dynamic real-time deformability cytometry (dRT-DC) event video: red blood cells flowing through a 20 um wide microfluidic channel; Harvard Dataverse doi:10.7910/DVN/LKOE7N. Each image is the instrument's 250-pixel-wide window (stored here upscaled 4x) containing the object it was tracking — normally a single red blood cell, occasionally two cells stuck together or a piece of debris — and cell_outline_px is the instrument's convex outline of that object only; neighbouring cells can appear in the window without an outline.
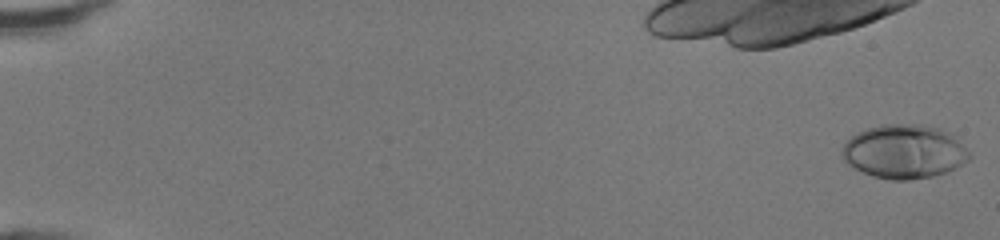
{"species": "human", "species_latin": "Homo sapiens", "temperature_condition": "room temperature", "stored_images_in_passage": 49, "camera_frame_rate_fps": 3000, "um_per_image_px": 0.085, "donor": {"sex": "female"}, "frame": {"image": 1, "passage_image": 1, "time_ms": 0.0, "image_size_px": [1000, 240], "cell_outline_px": [[972, 156], [968, 160], [956, 168], [948, 172], [932, 176], [908, 180], [888, 180], [872, 176], [848, 164], [840, 156], [840, 152], [844, 140], [856, 132], [868, 128], [884, 124], [920, 124], [936, 128], [952, 136]], "centroid_in_image_um": [76.78, 12.9], "position_along_channel_um": 8.2, "area_um2": 39.88}}
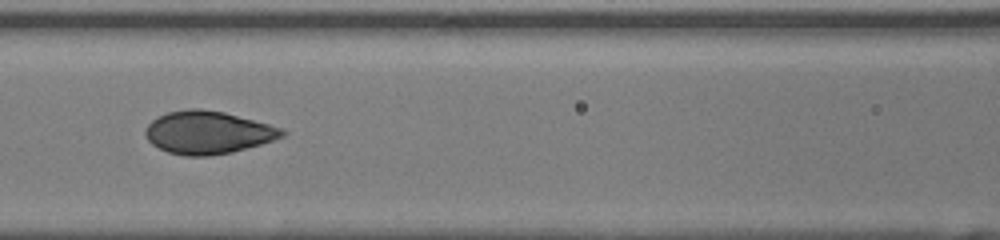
{"frame": {"image": 2, "passage_image": 24, "time_ms": 7.667, "image_size_px": [1000, 240], "cell_outline_px": [[288, 132], [284, 136], [260, 144], [232, 152], [208, 156], [184, 156], [168, 152], [152, 144], [144, 136], [144, 132], [148, 124], [152, 120], [168, 112], [192, 108], [200, 108], [224, 112], [268, 124], [280, 128]], "centroid_in_image_um": [17.65, 11.26], "position_along_channel_um": 149.0, "area_um2": 33.87}}
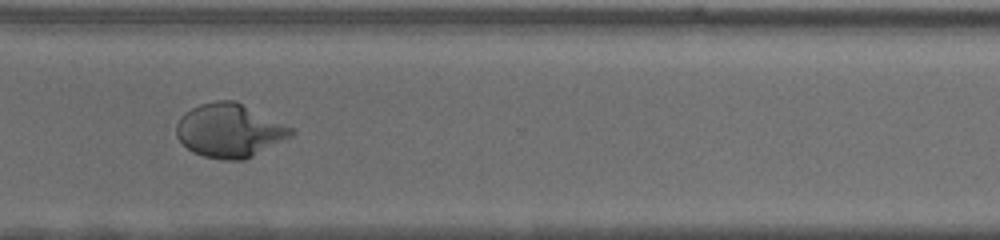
{"frame": {"image": 3, "passage_image": 38, "time_ms": 12.333, "image_size_px": [1000, 240], "cell_outline_px": [[296, 132], [292, 136], [244, 160], [220, 160], [204, 156], [192, 152], [176, 136], [176, 124], [180, 116], [184, 112], [200, 104], [216, 100], [236, 100], [296, 128]], "centroid_in_image_um": [19.54, 11.08], "position_along_channel_um": 351.1, "area_um2": 36.3}, "authors_computed_cell_mechanics": {"area_um2": 34.391, "velocity_mm_per_s": 4.3391, "shape_relaxation_time_tau1_ms": 4.8752, "shape_relaxation_time_tau2_ms": null, "deformation_change_tau1": 0.2116, "deformation_change_tau2": null}}